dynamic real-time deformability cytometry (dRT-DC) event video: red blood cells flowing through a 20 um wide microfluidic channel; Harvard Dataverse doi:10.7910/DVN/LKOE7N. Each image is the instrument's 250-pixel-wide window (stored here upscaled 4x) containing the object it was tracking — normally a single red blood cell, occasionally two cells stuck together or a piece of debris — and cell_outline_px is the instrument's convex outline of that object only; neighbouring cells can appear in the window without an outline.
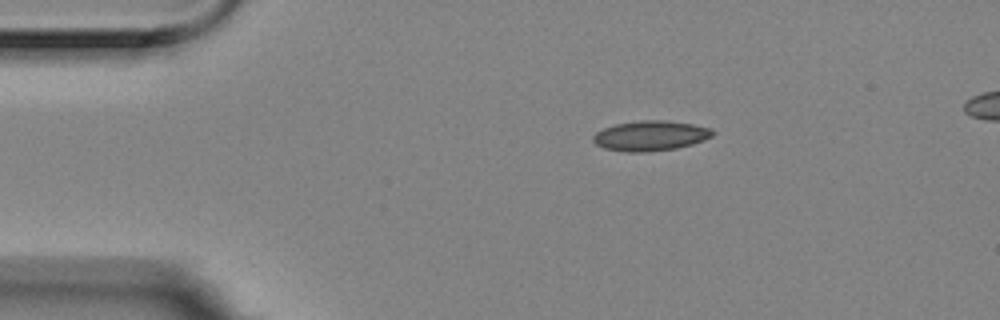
{"species": "Egyptian fruit bat (a non-hibernating species)", "species_latin": "Rousettus aegyptiacus", "temperature_condition": "room temperature", "stored_images_in_passage": 3, "segment_of_instrument_passage": [1, 2], "camera_frame_rate_fps": 3000, "um_per_image_px": 0.085, "animal": {"sex": "female"}, "frame": {"image": 1, "passage_image": 1, "time_ms": 0.0, "image_size_px": [1000, 320], "cell_outline_px": [[716, 132], [712, 136], [704, 140], [692, 144], [676, 148], [648, 152], [624, 152], [604, 148], [596, 144], [592, 140], [592, 136], [596, 132], [604, 128], [616, 124], [640, 120], [664, 120], [692, 124], [712, 128]], "centroid_in_image_um": [55.29, 11.54], "position_along_channel_um": 29.7, "area_um2": 21.04}}